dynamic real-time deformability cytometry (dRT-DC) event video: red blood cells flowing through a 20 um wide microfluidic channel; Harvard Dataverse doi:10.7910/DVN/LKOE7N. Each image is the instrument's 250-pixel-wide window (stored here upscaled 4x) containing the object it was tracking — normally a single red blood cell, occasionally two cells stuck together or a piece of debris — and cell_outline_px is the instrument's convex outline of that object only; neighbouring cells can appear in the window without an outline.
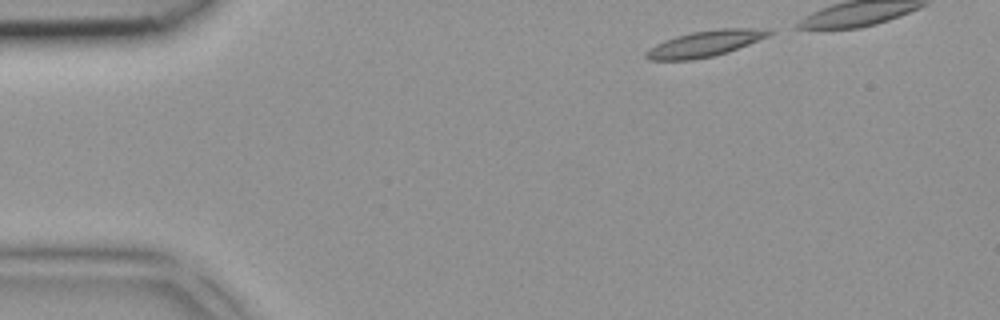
{"species": "common noctule bat (a hibernating species)", "species_latin": "Nyctalus noctula", "temperature_condition": "room temperature", "stored_images_in_passage": 4, "camera_frame_rate_fps": 3000, "um_per_image_px": 0.085, "animal": {"sex": "female", "body_mass_g": 18.4}, "frame": {"image": 1, "passage_image": 4, "time_ms": 1.0, "image_size_px": [1000, 320], "cell_outline_px": [[776, 32], [768, 36], [728, 52], [712, 56], [692, 60], [648, 60], [644, 56], [644, 52], [648, 48], [664, 40], [676, 36], [692, 32], [720, 28], [756, 28]], "centroid_in_image_um": [59.87, 3.71], "position_along_channel_um": 25.1, "area_um2": 18.61}}